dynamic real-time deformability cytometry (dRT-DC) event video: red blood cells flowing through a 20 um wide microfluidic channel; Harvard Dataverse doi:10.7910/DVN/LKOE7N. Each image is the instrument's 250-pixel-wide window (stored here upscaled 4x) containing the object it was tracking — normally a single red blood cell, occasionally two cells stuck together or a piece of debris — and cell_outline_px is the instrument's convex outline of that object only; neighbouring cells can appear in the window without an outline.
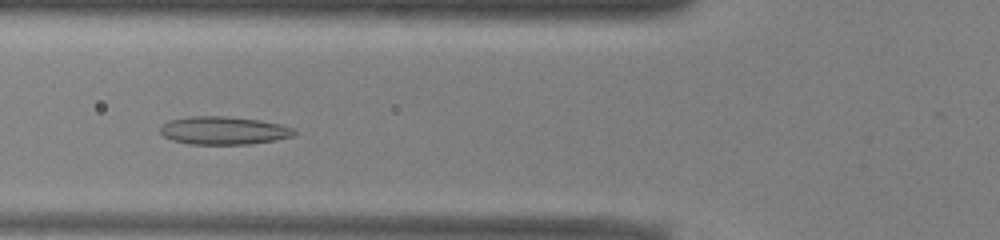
{"species": "common noctule bat (a hibernating species)", "species_latin": "Nyctalus noctula", "temperature_condition": "warm", "stored_images_in_passage": 46, "camera_frame_rate_fps": 3000, "um_per_image_px": 0.085, "animal": {"sex": "male", "body_mass_g": 13.0, "forearm_length_mm": 53.1}, "frame": {"image": 1, "passage_image": 13, "time_ms": 4.0, "image_size_px": [1000, 240], "cell_outline_px": [[296, 132], [292, 136], [276, 140], [252, 144], [188, 144], [172, 140], [164, 136], [160, 132], [160, 128], [168, 120], [188, 116], [224, 116], [260, 120], [280, 124], [296, 128]], "centroid_in_image_um": [19.02, 11.09], "position_along_channel_um": 106.8, "area_um2": 22.02}}
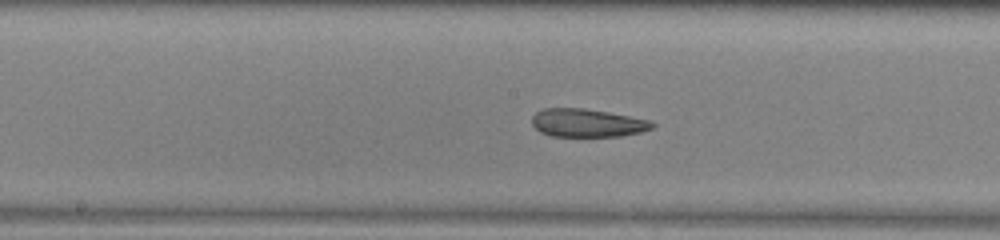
{"frame": {"image": 2, "passage_image": 20, "time_ms": 6.333, "image_size_px": [1000, 240], "cell_outline_px": [[656, 124], [652, 128], [640, 132], [620, 136], [552, 136], [540, 132], [532, 124], [532, 116], [536, 112], [544, 108], [584, 108], [608, 112], [652, 120]], "centroid_in_image_um": [49.93, 10.44], "position_along_channel_um": 198.3, "area_um2": 19.77}}
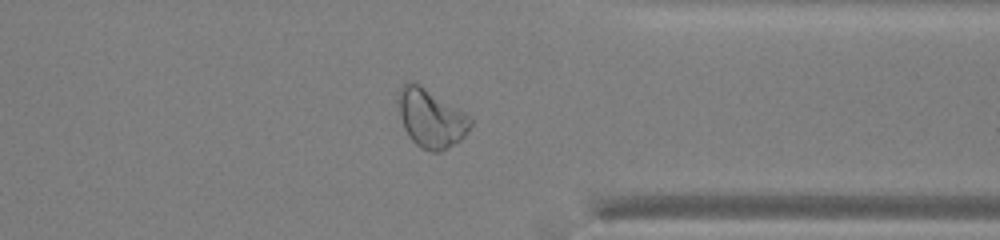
{"frame": {"image": 3, "passage_image": 34, "time_ms": 11.0, "image_size_px": [1000, 240], "cell_outline_px": [[472, 124], [464, 136], [460, 140], [440, 152], [432, 152], [420, 148], [408, 136], [404, 128], [400, 116], [396, 100], [396, 96], [400, 88], [408, 80], [416, 80], [472, 116]], "centroid_in_image_um": [36.61, 9.99], "position_along_channel_um": 374.8, "area_um2": 25.37}, "authors_computed_cell_mechanics": {"area_um2": 23.6402, "velocity_mm_per_s": 3.9211, "shape_relaxation_time_tau1_ms": null, "shape_relaxation_time_tau2_ms": 2.6071, "deformation_change_tau1": null, "deformation_change_tau2": 0.1096}}